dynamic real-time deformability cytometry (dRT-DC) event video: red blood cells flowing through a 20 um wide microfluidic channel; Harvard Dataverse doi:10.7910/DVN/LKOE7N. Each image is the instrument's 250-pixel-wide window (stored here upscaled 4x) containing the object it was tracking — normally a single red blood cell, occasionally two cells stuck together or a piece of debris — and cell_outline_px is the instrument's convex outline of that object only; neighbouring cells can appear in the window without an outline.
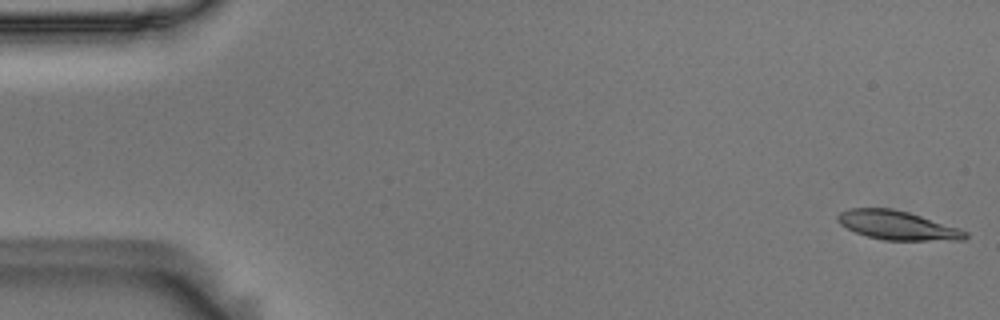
{"species": "Egyptian fruit bat (a non-hibernating species)", "species_latin": "Rousettus aegyptiacus", "temperature_condition": "room temperature", "stored_images_in_passage": 55, "camera_frame_rate_fps": 3000, "um_per_image_px": 0.085, "animal": {"sex": "male"}, "frame": {"image": 1, "passage_image": 1, "time_ms": 0.0, "image_size_px": [1000, 320], "cell_outline_px": [[968, 236], [964, 240], [884, 240], [868, 236], [856, 232], [840, 224], [836, 220], [836, 216], [840, 212], [848, 208], [892, 208], [908, 212], [960, 228], [968, 232]], "centroid_in_image_um": [76.28, 19.15], "position_along_channel_um": 8.7, "area_um2": 21.5}}
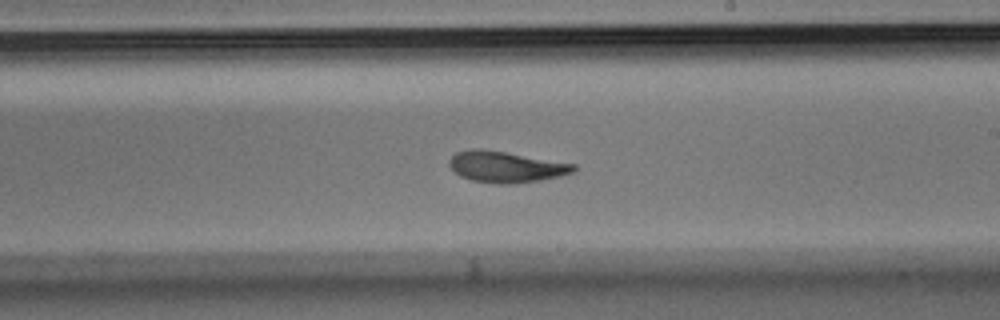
{"frame": {"image": 2, "passage_image": 32, "time_ms": 10.333, "image_size_px": [1000, 320], "cell_outline_px": [[576, 168], [572, 172], [560, 176], [540, 180], [516, 184], [496, 184], [472, 180], [460, 176], [448, 164], [448, 160], [456, 152], [472, 148], [484, 148], [576, 164]], "centroid_in_image_um": [42.98, 14.17], "position_along_channel_um": 246.0, "area_um2": 22.72}}
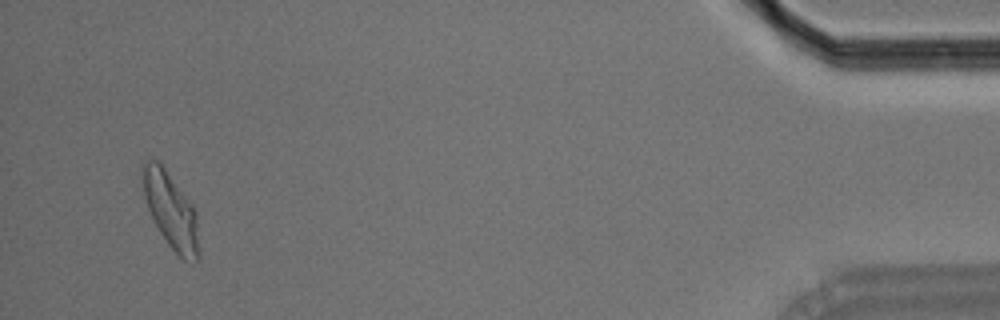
{"frame": {"image": 3, "passage_image": 53, "time_ms": 17.333, "image_size_px": [1000, 320], "cell_outline_px": [[200, 260], [192, 264], [184, 260], [168, 244], [160, 232], [148, 208], [144, 196], [140, 168], [140, 164], [148, 160], [156, 160], [164, 168], [192, 204], [196, 212], [200, 252]], "centroid_in_image_um": [14.54, 17.93], "position_along_channel_um": 420.7, "area_um2": 24.91}, "authors_computed_cell_mechanics": {"area_um2": 22.4264, "velocity_mm_per_s": 3.5972, "shape_relaxation_time_tau1_ms": 6.3, "shape_relaxation_time_tau2_ms": 2.5706, "deformation_change_tau1": 0.2035, "deformation_change_tau2": 0.083}}